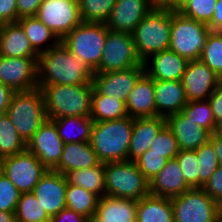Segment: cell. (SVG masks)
Returning a JSON list of instances; mask_svg holds the SVG:
<instances>
[{"label": "cell", "mask_w": 222, "mask_h": 222, "mask_svg": "<svg viewBox=\"0 0 222 222\" xmlns=\"http://www.w3.org/2000/svg\"><path fill=\"white\" fill-rule=\"evenodd\" d=\"M38 85L93 84L95 72L72 54L62 42L39 54Z\"/></svg>", "instance_id": "6da1fadb"}, {"label": "cell", "mask_w": 222, "mask_h": 222, "mask_svg": "<svg viewBox=\"0 0 222 222\" xmlns=\"http://www.w3.org/2000/svg\"><path fill=\"white\" fill-rule=\"evenodd\" d=\"M134 118L94 121L90 145L100 163L127 160Z\"/></svg>", "instance_id": "7a4b0ae2"}, {"label": "cell", "mask_w": 222, "mask_h": 222, "mask_svg": "<svg viewBox=\"0 0 222 222\" xmlns=\"http://www.w3.org/2000/svg\"><path fill=\"white\" fill-rule=\"evenodd\" d=\"M38 87L43 94L47 119L91 115L93 84Z\"/></svg>", "instance_id": "3957f363"}, {"label": "cell", "mask_w": 222, "mask_h": 222, "mask_svg": "<svg viewBox=\"0 0 222 222\" xmlns=\"http://www.w3.org/2000/svg\"><path fill=\"white\" fill-rule=\"evenodd\" d=\"M6 113L27 143L47 119L40 88L14 92Z\"/></svg>", "instance_id": "277c9868"}, {"label": "cell", "mask_w": 222, "mask_h": 222, "mask_svg": "<svg viewBox=\"0 0 222 222\" xmlns=\"http://www.w3.org/2000/svg\"><path fill=\"white\" fill-rule=\"evenodd\" d=\"M172 12L153 8L133 32L135 48L144 62L151 55L169 49Z\"/></svg>", "instance_id": "5b68a950"}, {"label": "cell", "mask_w": 222, "mask_h": 222, "mask_svg": "<svg viewBox=\"0 0 222 222\" xmlns=\"http://www.w3.org/2000/svg\"><path fill=\"white\" fill-rule=\"evenodd\" d=\"M150 194V181L133 161L105 163V195L139 201Z\"/></svg>", "instance_id": "8992f818"}, {"label": "cell", "mask_w": 222, "mask_h": 222, "mask_svg": "<svg viewBox=\"0 0 222 222\" xmlns=\"http://www.w3.org/2000/svg\"><path fill=\"white\" fill-rule=\"evenodd\" d=\"M107 31L105 23L82 21L61 42L72 54L95 71L100 65Z\"/></svg>", "instance_id": "52a82bcc"}, {"label": "cell", "mask_w": 222, "mask_h": 222, "mask_svg": "<svg viewBox=\"0 0 222 222\" xmlns=\"http://www.w3.org/2000/svg\"><path fill=\"white\" fill-rule=\"evenodd\" d=\"M210 32L207 24L172 12L169 49L187 61L199 60Z\"/></svg>", "instance_id": "ba28073f"}, {"label": "cell", "mask_w": 222, "mask_h": 222, "mask_svg": "<svg viewBox=\"0 0 222 222\" xmlns=\"http://www.w3.org/2000/svg\"><path fill=\"white\" fill-rule=\"evenodd\" d=\"M174 222H216L220 205L202 188H191L171 198Z\"/></svg>", "instance_id": "9c48e42d"}, {"label": "cell", "mask_w": 222, "mask_h": 222, "mask_svg": "<svg viewBox=\"0 0 222 222\" xmlns=\"http://www.w3.org/2000/svg\"><path fill=\"white\" fill-rule=\"evenodd\" d=\"M142 63L135 48L133 35L108 29L100 65L94 72L125 70Z\"/></svg>", "instance_id": "30bf717a"}, {"label": "cell", "mask_w": 222, "mask_h": 222, "mask_svg": "<svg viewBox=\"0 0 222 222\" xmlns=\"http://www.w3.org/2000/svg\"><path fill=\"white\" fill-rule=\"evenodd\" d=\"M35 17L60 40L82 22L78 0H44Z\"/></svg>", "instance_id": "8fae6325"}, {"label": "cell", "mask_w": 222, "mask_h": 222, "mask_svg": "<svg viewBox=\"0 0 222 222\" xmlns=\"http://www.w3.org/2000/svg\"><path fill=\"white\" fill-rule=\"evenodd\" d=\"M48 169L27 149L5 158L4 175L21 193L32 192Z\"/></svg>", "instance_id": "7c38bea8"}, {"label": "cell", "mask_w": 222, "mask_h": 222, "mask_svg": "<svg viewBox=\"0 0 222 222\" xmlns=\"http://www.w3.org/2000/svg\"><path fill=\"white\" fill-rule=\"evenodd\" d=\"M38 58H10L0 55V82L14 92L38 87Z\"/></svg>", "instance_id": "4fadbf2b"}, {"label": "cell", "mask_w": 222, "mask_h": 222, "mask_svg": "<svg viewBox=\"0 0 222 222\" xmlns=\"http://www.w3.org/2000/svg\"><path fill=\"white\" fill-rule=\"evenodd\" d=\"M145 73L144 62L125 70L95 73L93 86L101 94L127 102L139 78Z\"/></svg>", "instance_id": "5bb4252c"}, {"label": "cell", "mask_w": 222, "mask_h": 222, "mask_svg": "<svg viewBox=\"0 0 222 222\" xmlns=\"http://www.w3.org/2000/svg\"><path fill=\"white\" fill-rule=\"evenodd\" d=\"M63 148L64 142L59 137L57 127L51 119H46L26 143V149L51 170L59 163Z\"/></svg>", "instance_id": "9a60e30c"}, {"label": "cell", "mask_w": 222, "mask_h": 222, "mask_svg": "<svg viewBox=\"0 0 222 222\" xmlns=\"http://www.w3.org/2000/svg\"><path fill=\"white\" fill-rule=\"evenodd\" d=\"M181 82L189 102L208 99L222 80L199 59L188 61Z\"/></svg>", "instance_id": "2e32d148"}, {"label": "cell", "mask_w": 222, "mask_h": 222, "mask_svg": "<svg viewBox=\"0 0 222 222\" xmlns=\"http://www.w3.org/2000/svg\"><path fill=\"white\" fill-rule=\"evenodd\" d=\"M67 177L48 169L34 186L33 194L50 217L66 208Z\"/></svg>", "instance_id": "e0dca14e"}, {"label": "cell", "mask_w": 222, "mask_h": 222, "mask_svg": "<svg viewBox=\"0 0 222 222\" xmlns=\"http://www.w3.org/2000/svg\"><path fill=\"white\" fill-rule=\"evenodd\" d=\"M153 8L149 0H116L105 24L109 30L133 34L137 25Z\"/></svg>", "instance_id": "ac0fdd59"}, {"label": "cell", "mask_w": 222, "mask_h": 222, "mask_svg": "<svg viewBox=\"0 0 222 222\" xmlns=\"http://www.w3.org/2000/svg\"><path fill=\"white\" fill-rule=\"evenodd\" d=\"M188 61L171 49L151 55L144 61L145 72L153 80L181 81Z\"/></svg>", "instance_id": "d6986e66"}, {"label": "cell", "mask_w": 222, "mask_h": 222, "mask_svg": "<svg viewBox=\"0 0 222 222\" xmlns=\"http://www.w3.org/2000/svg\"><path fill=\"white\" fill-rule=\"evenodd\" d=\"M166 124L177 139L179 150H197L210 139L211 133L178 112L166 118Z\"/></svg>", "instance_id": "ffe728a7"}, {"label": "cell", "mask_w": 222, "mask_h": 222, "mask_svg": "<svg viewBox=\"0 0 222 222\" xmlns=\"http://www.w3.org/2000/svg\"><path fill=\"white\" fill-rule=\"evenodd\" d=\"M191 189L186 183L176 158L169 159L160 172L150 180V194L173 198Z\"/></svg>", "instance_id": "44dd1931"}, {"label": "cell", "mask_w": 222, "mask_h": 222, "mask_svg": "<svg viewBox=\"0 0 222 222\" xmlns=\"http://www.w3.org/2000/svg\"><path fill=\"white\" fill-rule=\"evenodd\" d=\"M156 116L167 118L188 103L181 81L154 80Z\"/></svg>", "instance_id": "7402d4cb"}, {"label": "cell", "mask_w": 222, "mask_h": 222, "mask_svg": "<svg viewBox=\"0 0 222 222\" xmlns=\"http://www.w3.org/2000/svg\"><path fill=\"white\" fill-rule=\"evenodd\" d=\"M165 125L166 118L159 116L134 118L127 160L134 162L145 153L149 149L150 143Z\"/></svg>", "instance_id": "603a6c76"}, {"label": "cell", "mask_w": 222, "mask_h": 222, "mask_svg": "<svg viewBox=\"0 0 222 222\" xmlns=\"http://www.w3.org/2000/svg\"><path fill=\"white\" fill-rule=\"evenodd\" d=\"M154 80L145 72L137 81L126 102L128 116L155 117Z\"/></svg>", "instance_id": "cb8c5ba5"}, {"label": "cell", "mask_w": 222, "mask_h": 222, "mask_svg": "<svg viewBox=\"0 0 222 222\" xmlns=\"http://www.w3.org/2000/svg\"><path fill=\"white\" fill-rule=\"evenodd\" d=\"M0 55L10 58H38L18 22L0 25Z\"/></svg>", "instance_id": "d4e9b609"}, {"label": "cell", "mask_w": 222, "mask_h": 222, "mask_svg": "<svg viewBox=\"0 0 222 222\" xmlns=\"http://www.w3.org/2000/svg\"><path fill=\"white\" fill-rule=\"evenodd\" d=\"M99 163L96 153L89 142L64 144L59 163L52 169L67 175L76 170L89 168Z\"/></svg>", "instance_id": "484cf974"}, {"label": "cell", "mask_w": 222, "mask_h": 222, "mask_svg": "<svg viewBox=\"0 0 222 222\" xmlns=\"http://www.w3.org/2000/svg\"><path fill=\"white\" fill-rule=\"evenodd\" d=\"M95 216L100 222H136L137 201L105 195L99 198Z\"/></svg>", "instance_id": "4316f807"}, {"label": "cell", "mask_w": 222, "mask_h": 222, "mask_svg": "<svg viewBox=\"0 0 222 222\" xmlns=\"http://www.w3.org/2000/svg\"><path fill=\"white\" fill-rule=\"evenodd\" d=\"M136 222H174L171 198L149 194L137 201Z\"/></svg>", "instance_id": "83f0119b"}, {"label": "cell", "mask_w": 222, "mask_h": 222, "mask_svg": "<svg viewBox=\"0 0 222 222\" xmlns=\"http://www.w3.org/2000/svg\"><path fill=\"white\" fill-rule=\"evenodd\" d=\"M17 22L22 26L32 48L38 55L61 42L55 33L35 16L23 17Z\"/></svg>", "instance_id": "f1b7e54d"}, {"label": "cell", "mask_w": 222, "mask_h": 222, "mask_svg": "<svg viewBox=\"0 0 222 222\" xmlns=\"http://www.w3.org/2000/svg\"><path fill=\"white\" fill-rule=\"evenodd\" d=\"M64 144L90 142L93 119L90 116H71L51 119Z\"/></svg>", "instance_id": "f546056e"}, {"label": "cell", "mask_w": 222, "mask_h": 222, "mask_svg": "<svg viewBox=\"0 0 222 222\" xmlns=\"http://www.w3.org/2000/svg\"><path fill=\"white\" fill-rule=\"evenodd\" d=\"M68 183L83 187L100 198L105 196V164L80 169L66 175Z\"/></svg>", "instance_id": "4dcf8cb0"}, {"label": "cell", "mask_w": 222, "mask_h": 222, "mask_svg": "<svg viewBox=\"0 0 222 222\" xmlns=\"http://www.w3.org/2000/svg\"><path fill=\"white\" fill-rule=\"evenodd\" d=\"M126 116H128V114L125 102L101 95L93 88L90 115L93 121H111Z\"/></svg>", "instance_id": "1f68e13d"}, {"label": "cell", "mask_w": 222, "mask_h": 222, "mask_svg": "<svg viewBox=\"0 0 222 222\" xmlns=\"http://www.w3.org/2000/svg\"><path fill=\"white\" fill-rule=\"evenodd\" d=\"M66 207L86 218L94 216L99 202V196L83 187L67 183Z\"/></svg>", "instance_id": "d6a6232c"}, {"label": "cell", "mask_w": 222, "mask_h": 222, "mask_svg": "<svg viewBox=\"0 0 222 222\" xmlns=\"http://www.w3.org/2000/svg\"><path fill=\"white\" fill-rule=\"evenodd\" d=\"M26 150V142L18 135L7 113L0 114V156L6 158Z\"/></svg>", "instance_id": "836d02e7"}, {"label": "cell", "mask_w": 222, "mask_h": 222, "mask_svg": "<svg viewBox=\"0 0 222 222\" xmlns=\"http://www.w3.org/2000/svg\"><path fill=\"white\" fill-rule=\"evenodd\" d=\"M17 222H49L51 217L33 192L21 193L15 211Z\"/></svg>", "instance_id": "e575fe53"}, {"label": "cell", "mask_w": 222, "mask_h": 222, "mask_svg": "<svg viewBox=\"0 0 222 222\" xmlns=\"http://www.w3.org/2000/svg\"><path fill=\"white\" fill-rule=\"evenodd\" d=\"M116 0H78L83 22L106 23Z\"/></svg>", "instance_id": "d590c367"}, {"label": "cell", "mask_w": 222, "mask_h": 222, "mask_svg": "<svg viewBox=\"0 0 222 222\" xmlns=\"http://www.w3.org/2000/svg\"><path fill=\"white\" fill-rule=\"evenodd\" d=\"M200 60L222 80V32L209 33Z\"/></svg>", "instance_id": "8d00e7d4"}, {"label": "cell", "mask_w": 222, "mask_h": 222, "mask_svg": "<svg viewBox=\"0 0 222 222\" xmlns=\"http://www.w3.org/2000/svg\"><path fill=\"white\" fill-rule=\"evenodd\" d=\"M181 112L211 134L215 133L217 126L208 99L189 101Z\"/></svg>", "instance_id": "74e56055"}, {"label": "cell", "mask_w": 222, "mask_h": 222, "mask_svg": "<svg viewBox=\"0 0 222 222\" xmlns=\"http://www.w3.org/2000/svg\"><path fill=\"white\" fill-rule=\"evenodd\" d=\"M195 151L199 166V188H202L218 168L219 162L215 154L213 142L210 139Z\"/></svg>", "instance_id": "f35d334b"}, {"label": "cell", "mask_w": 222, "mask_h": 222, "mask_svg": "<svg viewBox=\"0 0 222 222\" xmlns=\"http://www.w3.org/2000/svg\"><path fill=\"white\" fill-rule=\"evenodd\" d=\"M179 151L177 139L167 124L158 132L149 147V153L163 154L168 160L175 158Z\"/></svg>", "instance_id": "ab89813d"}, {"label": "cell", "mask_w": 222, "mask_h": 222, "mask_svg": "<svg viewBox=\"0 0 222 222\" xmlns=\"http://www.w3.org/2000/svg\"><path fill=\"white\" fill-rule=\"evenodd\" d=\"M217 0H185L179 11L182 15L208 24L213 17Z\"/></svg>", "instance_id": "60d3db41"}, {"label": "cell", "mask_w": 222, "mask_h": 222, "mask_svg": "<svg viewBox=\"0 0 222 222\" xmlns=\"http://www.w3.org/2000/svg\"><path fill=\"white\" fill-rule=\"evenodd\" d=\"M182 168L186 183L191 188H199V166L195 150H180L175 157Z\"/></svg>", "instance_id": "b9f144b4"}, {"label": "cell", "mask_w": 222, "mask_h": 222, "mask_svg": "<svg viewBox=\"0 0 222 222\" xmlns=\"http://www.w3.org/2000/svg\"><path fill=\"white\" fill-rule=\"evenodd\" d=\"M167 158L163 154L149 153V149L134 162L144 176L150 181L165 166Z\"/></svg>", "instance_id": "7bdbcfd3"}, {"label": "cell", "mask_w": 222, "mask_h": 222, "mask_svg": "<svg viewBox=\"0 0 222 222\" xmlns=\"http://www.w3.org/2000/svg\"><path fill=\"white\" fill-rule=\"evenodd\" d=\"M21 192L3 175L0 178V211L15 212Z\"/></svg>", "instance_id": "ee69618b"}, {"label": "cell", "mask_w": 222, "mask_h": 222, "mask_svg": "<svg viewBox=\"0 0 222 222\" xmlns=\"http://www.w3.org/2000/svg\"><path fill=\"white\" fill-rule=\"evenodd\" d=\"M202 189L220 206L222 205V166H218Z\"/></svg>", "instance_id": "f6af8a7d"}, {"label": "cell", "mask_w": 222, "mask_h": 222, "mask_svg": "<svg viewBox=\"0 0 222 222\" xmlns=\"http://www.w3.org/2000/svg\"><path fill=\"white\" fill-rule=\"evenodd\" d=\"M19 19L16 0H0V25L17 22Z\"/></svg>", "instance_id": "bcb514c9"}, {"label": "cell", "mask_w": 222, "mask_h": 222, "mask_svg": "<svg viewBox=\"0 0 222 222\" xmlns=\"http://www.w3.org/2000/svg\"><path fill=\"white\" fill-rule=\"evenodd\" d=\"M216 126L222 124V82L208 98Z\"/></svg>", "instance_id": "7dc6e473"}, {"label": "cell", "mask_w": 222, "mask_h": 222, "mask_svg": "<svg viewBox=\"0 0 222 222\" xmlns=\"http://www.w3.org/2000/svg\"><path fill=\"white\" fill-rule=\"evenodd\" d=\"M43 1L44 0H16L18 17L35 16Z\"/></svg>", "instance_id": "c3c4849f"}, {"label": "cell", "mask_w": 222, "mask_h": 222, "mask_svg": "<svg viewBox=\"0 0 222 222\" xmlns=\"http://www.w3.org/2000/svg\"><path fill=\"white\" fill-rule=\"evenodd\" d=\"M86 217L69 208H63L58 214L51 217V222H86Z\"/></svg>", "instance_id": "681fc988"}, {"label": "cell", "mask_w": 222, "mask_h": 222, "mask_svg": "<svg viewBox=\"0 0 222 222\" xmlns=\"http://www.w3.org/2000/svg\"><path fill=\"white\" fill-rule=\"evenodd\" d=\"M154 8L163 11L179 12L185 5V0H149Z\"/></svg>", "instance_id": "f907efd6"}, {"label": "cell", "mask_w": 222, "mask_h": 222, "mask_svg": "<svg viewBox=\"0 0 222 222\" xmlns=\"http://www.w3.org/2000/svg\"><path fill=\"white\" fill-rule=\"evenodd\" d=\"M207 26L211 31L222 32V0H217L212 20Z\"/></svg>", "instance_id": "816d5d0a"}, {"label": "cell", "mask_w": 222, "mask_h": 222, "mask_svg": "<svg viewBox=\"0 0 222 222\" xmlns=\"http://www.w3.org/2000/svg\"><path fill=\"white\" fill-rule=\"evenodd\" d=\"M14 91L0 82V114L7 112Z\"/></svg>", "instance_id": "f5cc1de1"}, {"label": "cell", "mask_w": 222, "mask_h": 222, "mask_svg": "<svg viewBox=\"0 0 222 222\" xmlns=\"http://www.w3.org/2000/svg\"><path fill=\"white\" fill-rule=\"evenodd\" d=\"M210 140L213 142L219 165L222 166V139L213 133L210 135Z\"/></svg>", "instance_id": "db71d44e"}, {"label": "cell", "mask_w": 222, "mask_h": 222, "mask_svg": "<svg viewBox=\"0 0 222 222\" xmlns=\"http://www.w3.org/2000/svg\"><path fill=\"white\" fill-rule=\"evenodd\" d=\"M0 222H17L15 212L0 211Z\"/></svg>", "instance_id": "11a10c76"}, {"label": "cell", "mask_w": 222, "mask_h": 222, "mask_svg": "<svg viewBox=\"0 0 222 222\" xmlns=\"http://www.w3.org/2000/svg\"><path fill=\"white\" fill-rule=\"evenodd\" d=\"M5 158L0 156V178L4 175Z\"/></svg>", "instance_id": "9f6ffc18"}, {"label": "cell", "mask_w": 222, "mask_h": 222, "mask_svg": "<svg viewBox=\"0 0 222 222\" xmlns=\"http://www.w3.org/2000/svg\"><path fill=\"white\" fill-rule=\"evenodd\" d=\"M215 134L222 139V124L218 125L216 127V131H215Z\"/></svg>", "instance_id": "6f0895ef"}, {"label": "cell", "mask_w": 222, "mask_h": 222, "mask_svg": "<svg viewBox=\"0 0 222 222\" xmlns=\"http://www.w3.org/2000/svg\"><path fill=\"white\" fill-rule=\"evenodd\" d=\"M86 222H100L99 219L94 215L86 219Z\"/></svg>", "instance_id": "680465c9"}, {"label": "cell", "mask_w": 222, "mask_h": 222, "mask_svg": "<svg viewBox=\"0 0 222 222\" xmlns=\"http://www.w3.org/2000/svg\"><path fill=\"white\" fill-rule=\"evenodd\" d=\"M216 222H222V217H220Z\"/></svg>", "instance_id": "91938a15"}, {"label": "cell", "mask_w": 222, "mask_h": 222, "mask_svg": "<svg viewBox=\"0 0 222 222\" xmlns=\"http://www.w3.org/2000/svg\"><path fill=\"white\" fill-rule=\"evenodd\" d=\"M220 211H221V217H222V205L220 206Z\"/></svg>", "instance_id": "94428289"}]
</instances>
